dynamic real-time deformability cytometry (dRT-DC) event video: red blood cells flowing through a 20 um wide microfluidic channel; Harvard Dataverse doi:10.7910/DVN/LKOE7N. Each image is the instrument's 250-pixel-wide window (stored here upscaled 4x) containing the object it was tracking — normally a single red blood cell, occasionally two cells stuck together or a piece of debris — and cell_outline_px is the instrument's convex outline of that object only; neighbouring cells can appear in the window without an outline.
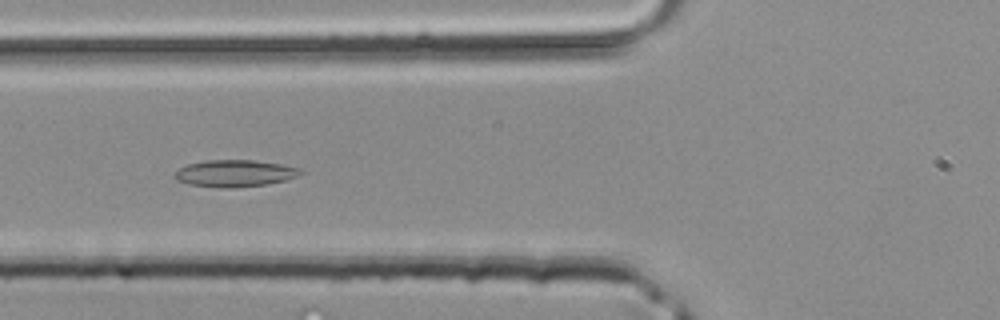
{"species": "common noctule bat (a hibernating species)", "species_latin": "Nyctalus noctula", "temperature_condition": "room temperature", "stored_images_in_passage": 35, "camera_frame_rate_fps": 3000, "um_per_image_px": 0.085, "animal": {"sex": "male", "body_mass_g": 20.4}, "frame": {"image": 1, "passage_image": 8, "time_ms": 2.333, "image_size_px": [1000, 320], "cell_outline_px": [[304, 172], [296, 176], [284, 180], [268, 184], [236, 188], [224, 188], [188, 184], [176, 180], [176, 172], [180, 168], [188, 164], [208, 160], [252, 160], [280, 164], [300, 168]], "centroid_in_image_um": [19.97, 14.74], "position_along_channel_um": 105.8, "area_um2": 19.54}}
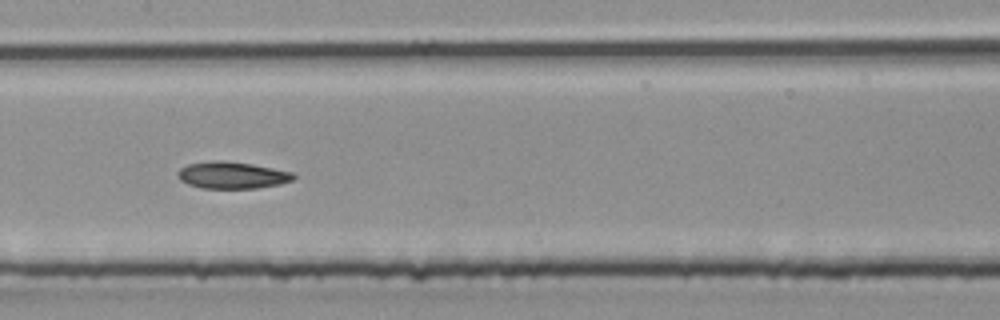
{"frame": {"image": 2, "passage_image": 13, "time_ms": 4.0, "image_size_px": [1000, 320], "cell_outline_px": [[296, 176], [292, 180], [280, 184], [256, 188], [200, 188], [188, 184], [180, 180], [176, 172], [180, 168], [188, 164], [212, 160], [224, 160], [252, 164], [292, 172]], "centroid_in_image_um": [19.7, 14.88], "position_along_channel_um": 187.7, "area_um2": 18.15}}
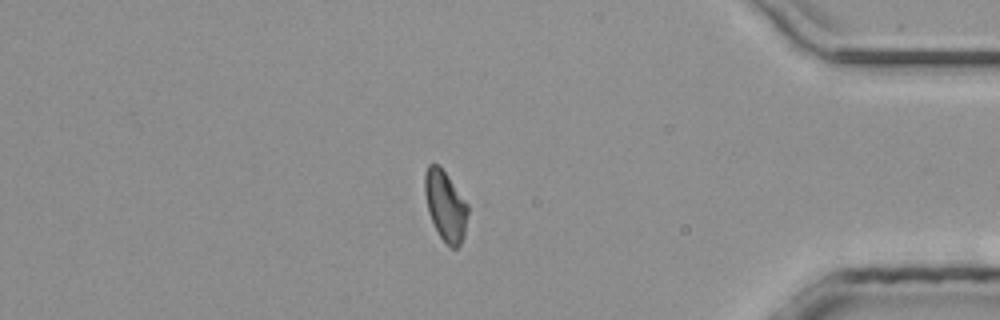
{"frame": {"image": 3, "passage_image": 28, "time_ms": 9.0, "image_size_px": [1000, 320], "cell_outline_px": [[468, 212], [464, 236], [460, 244], [456, 248], [452, 248], [440, 236], [428, 212], [424, 192], [424, 172], [428, 164], [440, 164], [468, 204]], "centroid_in_image_um": [37.85, 17.44], "position_along_channel_um": 397.4, "area_um2": 17.63}}